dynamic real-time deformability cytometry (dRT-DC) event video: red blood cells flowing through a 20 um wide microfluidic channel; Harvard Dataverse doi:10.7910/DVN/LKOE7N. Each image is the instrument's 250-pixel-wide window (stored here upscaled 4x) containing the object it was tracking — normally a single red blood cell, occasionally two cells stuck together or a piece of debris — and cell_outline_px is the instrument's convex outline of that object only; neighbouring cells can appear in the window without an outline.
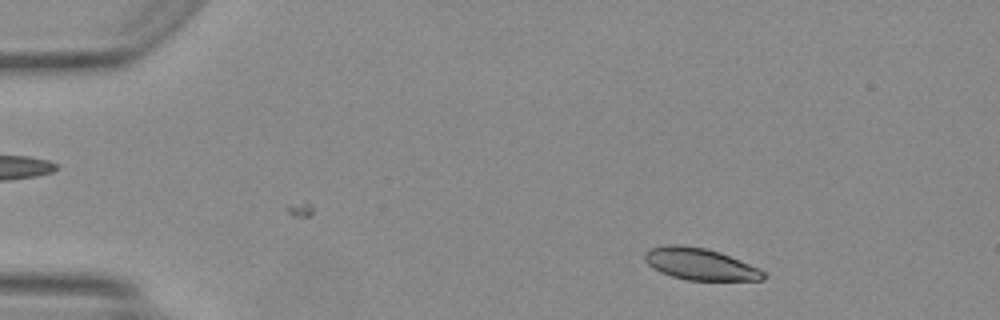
{"species": "Egyptian fruit bat (a non-hibernating species)", "species_latin": "Rousettus aegyptiacus", "temperature_condition": "warm", "stored_images_in_passage": 40, "camera_frame_rate_fps": 3000, "um_per_image_px": 0.085, "animal": {"sex": "female"}, "frame": {"image": 1, "passage_image": 5, "time_ms": 1.333, "image_size_px": [1000, 320], "cell_outline_px": [[764, 280], [688, 280], [672, 276], [660, 272], [648, 264], [644, 260], [644, 252], [648, 248], [668, 244], [676, 244], [704, 248], [720, 252], [760, 268], [764, 272]], "centroid_in_image_um": [59.47, 22.44], "position_along_channel_um": 25.5, "area_um2": 21.96}}
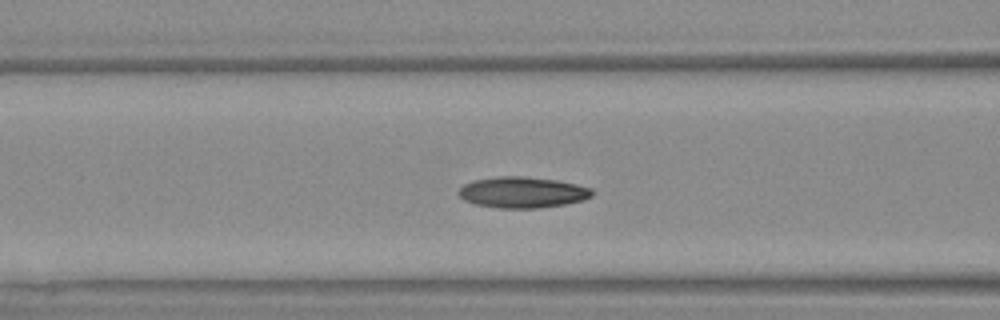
{"frame": {"image": 2, "passage_image": 18, "time_ms": 5.667, "image_size_px": [1000, 320], "cell_outline_px": [[592, 196], [584, 200], [564, 204], [540, 208], [496, 208], [476, 204], [464, 200], [456, 192], [464, 184], [472, 180], [496, 176], [524, 176], [556, 180], [576, 184], [592, 188]], "centroid_in_image_um": [44.38, 16.34], "position_along_channel_um": 122.2, "area_um2": 24.28}}
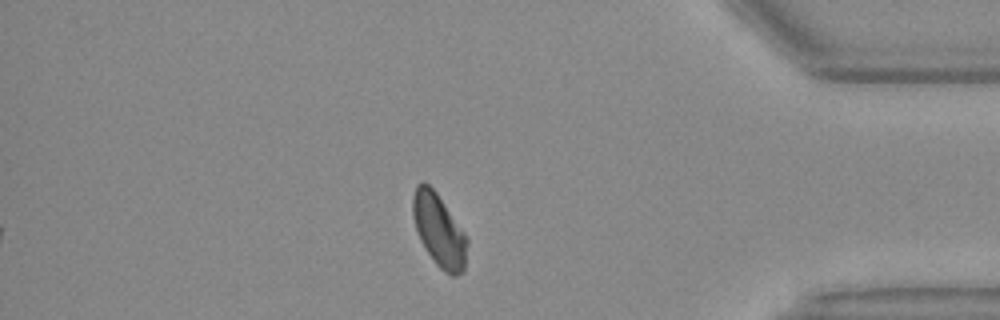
{"frame": {"image": 3, "passage_image": 40, "time_ms": 13.0, "image_size_px": [1000, 320], "cell_outline_px": [[468, 244], [464, 272], [456, 276], [452, 276], [440, 268], [432, 260], [420, 240], [412, 216], [412, 196], [416, 184], [424, 180], [436, 192], [464, 232], [468, 240]], "centroid_in_image_um": [37.31, 19.58], "position_along_channel_um": 397.9, "area_um2": 23.12}, "authors_computed_cell_mechanics": {"area_um2": 23.0333, "velocity_mm_per_s": 4.1627, "shape_relaxation_time_tau1_ms": null, "shape_relaxation_time_tau2_ms": 4.3231, "deformation_change_tau1": null, "deformation_change_tau2": 0.0992}}